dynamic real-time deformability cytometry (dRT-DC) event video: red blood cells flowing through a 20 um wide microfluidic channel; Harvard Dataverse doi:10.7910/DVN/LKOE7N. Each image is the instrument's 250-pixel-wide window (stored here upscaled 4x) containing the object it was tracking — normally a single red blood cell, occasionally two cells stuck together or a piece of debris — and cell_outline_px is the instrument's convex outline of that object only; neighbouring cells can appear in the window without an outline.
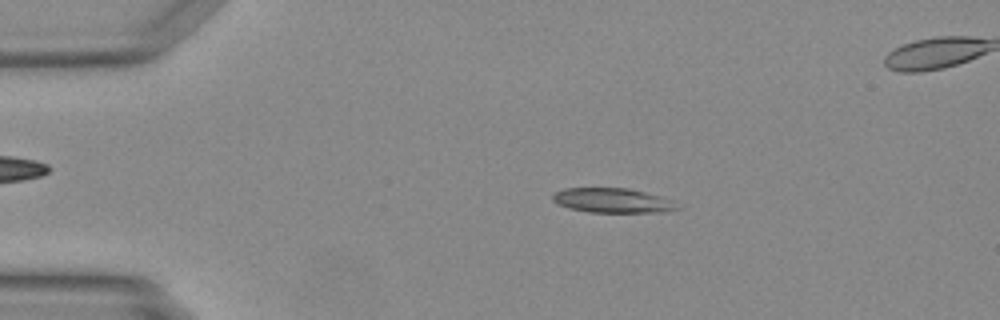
{"species": "Egyptian fruit bat (a non-hibernating species)", "species_latin": "Rousettus aegyptiacus", "temperature_condition": "warm", "stored_images_in_passage": 48, "camera_frame_rate_fps": 3000, "um_per_image_px": 0.085, "animal": {"sex": "female"}, "frame": {"image": 1, "passage_image": 9, "time_ms": 2.667, "image_size_px": [1000, 320], "cell_outline_px": [[680, 208], [660, 212], [588, 212], [568, 208], [556, 204], [552, 200], [552, 196], [556, 192], [564, 188], [628, 188], [660, 196], [668, 200]], "centroid_in_image_um": [51.97, 17.04], "position_along_channel_um": 33.0, "area_um2": 17.63}}
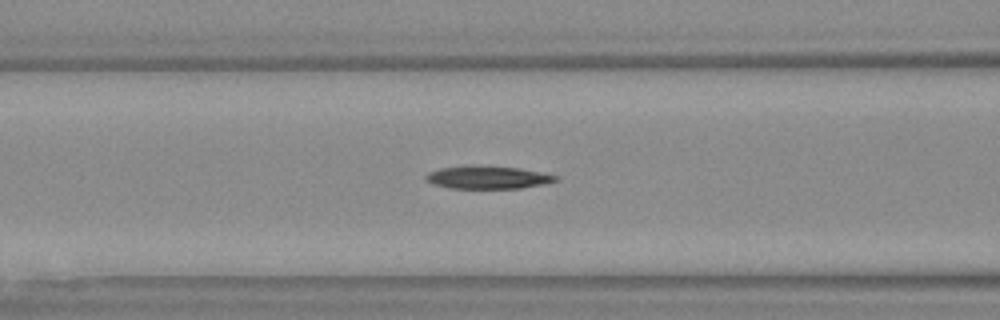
{"frame": {"image": 2, "passage_image": 19, "time_ms": 6.0, "image_size_px": [1000, 320], "cell_outline_px": [[560, 180], [544, 184], [520, 188], [448, 188], [432, 184], [424, 176], [428, 172], [440, 168], [520, 168], [560, 176]], "centroid_in_image_um": [41.53, 15.12], "position_along_channel_um": 125.1, "area_um2": 16.42}}
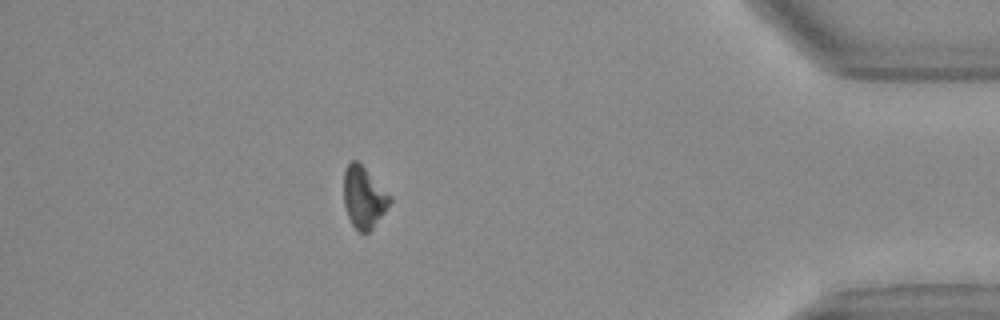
{"frame": {"image": 3, "passage_image": 42, "time_ms": 13.667, "image_size_px": [1000, 320], "cell_outline_px": [[392, 200], [384, 212], [372, 228], [368, 232], [360, 232], [352, 224], [348, 216], [344, 204], [344, 172], [348, 164], [352, 160], [356, 160], [392, 196]], "centroid_in_image_um": [30.92, 16.77], "position_along_channel_um": 404.3, "area_um2": 16.18}}